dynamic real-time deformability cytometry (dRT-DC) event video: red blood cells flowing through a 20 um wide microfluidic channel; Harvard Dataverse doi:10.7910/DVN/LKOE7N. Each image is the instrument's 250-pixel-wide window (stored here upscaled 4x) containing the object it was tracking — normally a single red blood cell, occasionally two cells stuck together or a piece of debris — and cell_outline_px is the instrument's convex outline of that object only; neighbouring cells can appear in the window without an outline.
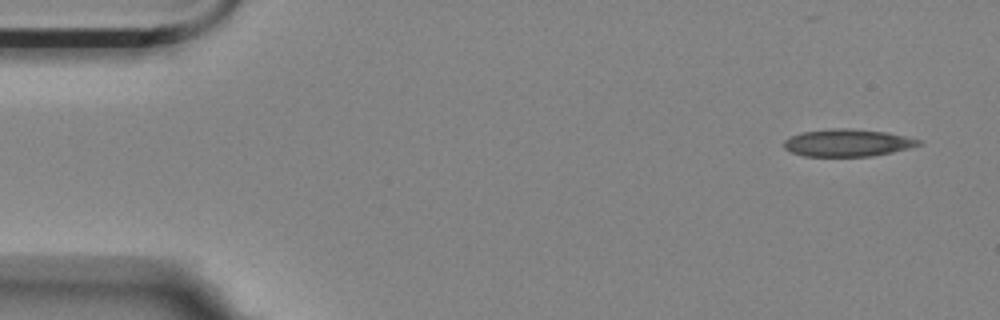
{"species": "Egyptian fruit bat (a non-hibernating species)", "species_latin": "Rousettus aegyptiacus", "temperature_condition": "room temperature", "stored_images_in_passage": 54, "camera_frame_rate_fps": 3000, "um_per_image_px": 0.085, "animal": {"sex": "female"}, "frame": {"image": 1, "passage_image": 1, "time_ms": 0.0, "image_size_px": [1000, 320], "cell_outline_px": [[924, 144], [892, 152], [872, 156], [804, 156], [792, 152], [784, 148], [784, 140], [800, 132], [832, 128], [852, 128], [888, 132], [920, 140]], "centroid_in_image_um": [72.04, 12.13], "position_along_channel_um": 13.0, "area_um2": 21.5}}
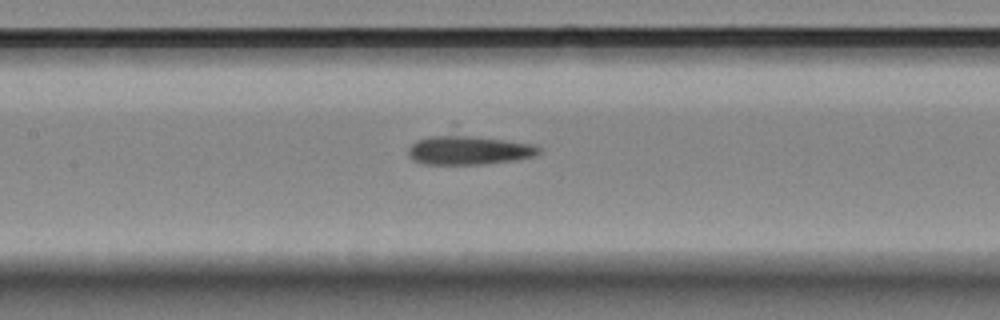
{"frame": {"image": 2, "passage_image": 23, "time_ms": 7.333, "image_size_px": [1000, 320], "cell_outline_px": [[540, 152], [532, 156], [512, 160], [480, 164], [424, 164], [412, 160], [408, 156], [408, 148], [416, 140], [432, 136], [468, 136], [504, 140], [536, 144], [540, 148]], "centroid_in_image_um": [39.8, 12.78], "position_along_channel_um": 167.6, "area_um2": 21.56}}
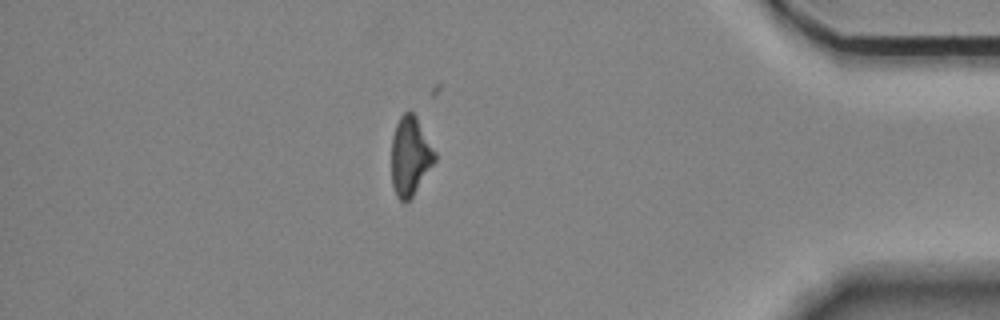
{"frame": {"image": 3, "passage_image": 46, "time_ms": 15.0, "image_size_px": [1000, 320], "cell_outline_px": [[436, 160], [412, 196], [404, 204], [396, 196], [392, 184], [392, 136], [396, 124], [400, 116], [408, 108], [416, 116], [436, 152]], "centroid_in_image_um": [34.86, 13.25], "position_along_channel_um": 400.3, "area_um2": 19.94}}